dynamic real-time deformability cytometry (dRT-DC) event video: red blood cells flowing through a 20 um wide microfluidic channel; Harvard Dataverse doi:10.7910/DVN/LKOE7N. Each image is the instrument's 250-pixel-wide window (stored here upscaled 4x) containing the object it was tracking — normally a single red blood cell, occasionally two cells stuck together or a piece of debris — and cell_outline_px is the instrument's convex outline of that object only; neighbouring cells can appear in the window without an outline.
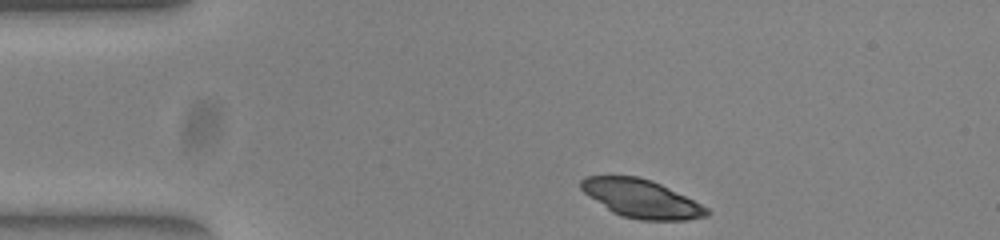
{"species": "common noctule bat (a hibernating species)", "species_latin": "Nyctalus noctula", "temperature_condition": "warm", "stored_images_in_passage": 44, "camera_frame_rate_fps": 3000, "um_per_image_px": 0.085, "animal": {"sex": "female", "body_mass_g": 23.0, "forearm_length_mm": 53.4}, "frame": {"image": 1, "passage_image": 1, "time_ms": 0.0, "image_size_px": [1000, 240], "cell_outline_px": [[712, 212], [708, 216], [688, 220], [640, 220], [620, 216], [612, 212], [588, 196], [580, 188], [580, 180], [584, 176], [636, 176], [652, 180], [708, 208]], "centroid_in_image_um": [54.49, 16.89], "position_along_channel_um": 30.5, "area_um2": 27.92}}